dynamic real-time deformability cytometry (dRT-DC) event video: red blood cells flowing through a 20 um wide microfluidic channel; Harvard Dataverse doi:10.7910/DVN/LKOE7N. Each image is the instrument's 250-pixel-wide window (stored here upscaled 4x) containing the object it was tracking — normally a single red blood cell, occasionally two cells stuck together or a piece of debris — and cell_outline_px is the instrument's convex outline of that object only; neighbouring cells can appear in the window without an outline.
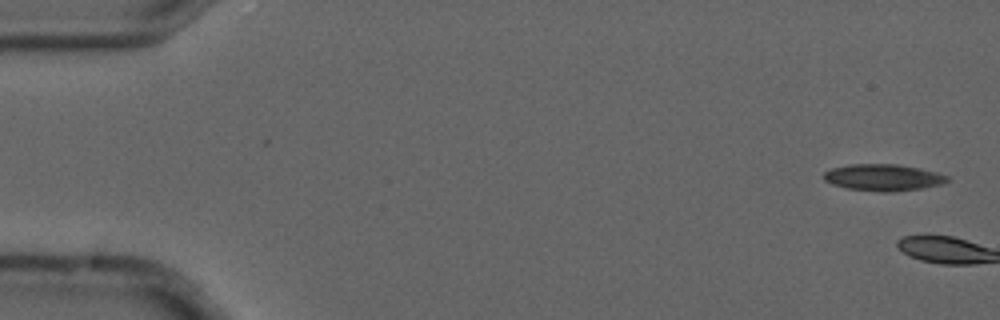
{"species": "common noctule bat (a hibernating species)", "species_latin": "Nyctalus noctula", "temperature_condition": "cold", "stored_images_in_passage": 6, "camera_frame_rate_fps": 3000, "um_per_image_px": 0.085, "animal": {"sex": "male", "forearm_length_mm": 52.5}, "frame": {"image": 1, "passage_image": 1, "time_ms": 0.0, "image_size_px": [1000, 320], "cell_outline_px": [[948, 180], [944, 184], [924, 188], [892, 192], [884, 192], [848, 188], [832, 184], [824, 180], [824, 172], [832, 168], [852, 164], [896, 164], [920, 168], [936, 172], [948, 176]], "centroid_in_image_um": [75.1, 15.09], "position_along_channel_um": 9.9, "area_um2": 19.13}}